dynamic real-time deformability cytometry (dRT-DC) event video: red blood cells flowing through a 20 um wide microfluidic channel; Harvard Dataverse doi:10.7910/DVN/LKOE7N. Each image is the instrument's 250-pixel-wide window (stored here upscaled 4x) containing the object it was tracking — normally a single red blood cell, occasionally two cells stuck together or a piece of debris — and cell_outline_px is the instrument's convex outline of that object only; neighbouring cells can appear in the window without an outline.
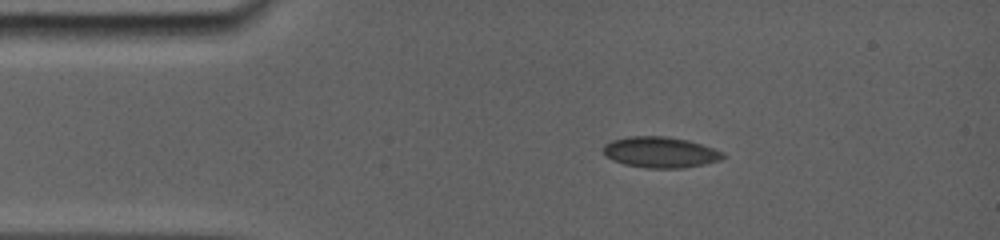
{"species": "common noctule bat (a hibernating species)", "species_latin": "Nyctalus noctula", "temperature_condition": "room temperature", "stored_images_in_passage": 39, "camera_frame_rate_fps": 5000, "um_per_image_px": 0.085, "animal": {"sex": "female", "body_mass_g": 19.0, "forearm_length_mm": 56.7}, "frame": {"image": 1, "passage_image": 1, "time_ms": 0.0, "image_size_px": [1000, 240], "cell_outline_px": [[724, 156], [716, 160], [700, 164], [680, 168], [652, 168], [624, 164], [608, 156], [604, 152], [604, 148], [608, 144], [616, 140], [636, 136], [656, 136], [680, 140], [696, 144], [720, 152]], "centroid_in_image_um": [56.06, 12.96], "position_along_channel_um": 28.9, "area_um2": 19.88}}
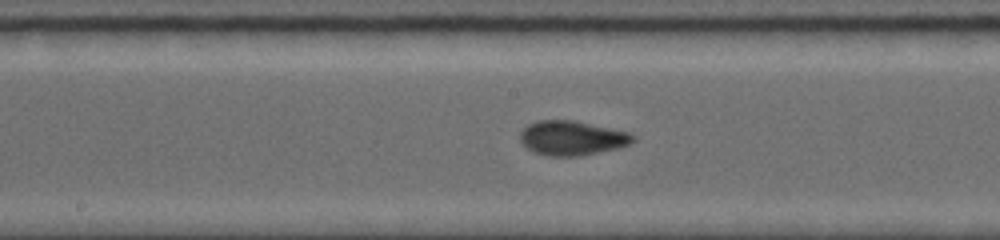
{"frame": {"image": 2, "passage_image": 17, "time_ms": 5.6, "image_size_px": [1000, 240], "cell_outline_px": [[632, 140], [628, 144], [616, 148], [580, 156], [552, 156], [536, 152], [528, 148], [520, 140], [520, 132], [528, 124], [540, 120], [572, 120], [628, 132], [632, 136]], "centroid_in_image_um": [48.57, 11.73], "position_along_channel_um": 199.6, "area_um2": 22.08}}
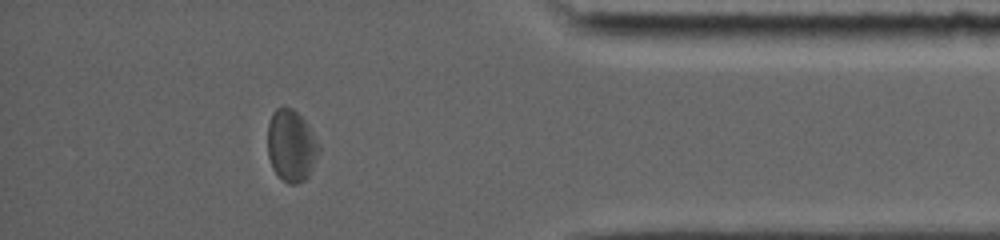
{"frame": {"image": 3, "passage_image": 34, "time_ms": 11.6, "image_size_px": [1000, 240], "cell_outline_px": [[320, 152], [308, 176], [304, 180], [296, 184], [288, 184], [272, 168], [268, 156], [268, 124], [272, 112], [276, 108], [292, 108], [304, 120], [320, 144]], "centroid_in_image_um": [24.76, 12.39], "position_along_channel_um": 410.4, "area_um2": 21.33}, "authors_computed_cell_mechanics": {"area_um2": 21.386, "velocity_mm_per_s": 3.8119, "shape_relaxation_time_tau1_ms": 2.8702, "shape_relaxation_time_tau2_ms": 2.0229, "deformation_change_tau1": 0.0876, "deformation_change_tau2": 0.0339}}